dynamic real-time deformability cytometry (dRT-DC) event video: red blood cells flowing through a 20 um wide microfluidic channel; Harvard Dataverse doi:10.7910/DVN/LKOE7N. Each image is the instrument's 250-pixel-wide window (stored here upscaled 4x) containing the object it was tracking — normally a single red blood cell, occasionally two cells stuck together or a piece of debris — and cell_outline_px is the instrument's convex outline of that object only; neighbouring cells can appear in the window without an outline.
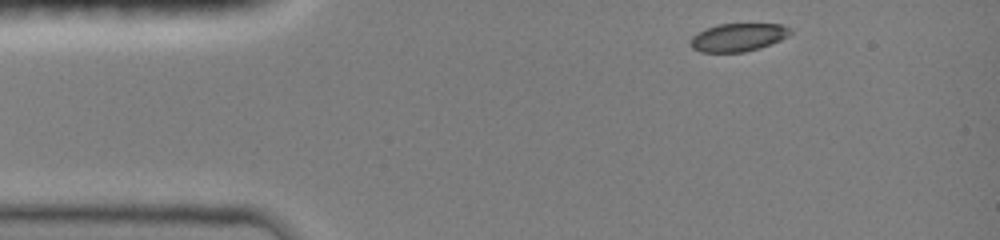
{"species": "common noctule bat (a hibernating species)", "species_latin": "Nyctalus noctula", "temperature_condition": "room temperature", "stored_images_in_passage": 38, "camera_frame_rate_fps": 3000, "um_per_image_px": 0.085, "animal": {"sex": "female", "body_mass_g": 19.0, "forearm_length_mm": 51.5}, "frame": {"image": 1, "passage_image": 1, "time_ms": 0.0, "image_size_px": [1000, 240], "cell_outline_px": [[792, 32], [788, 36], [780, 40], [760, 48], [744, 52], [700, 52], [692, 48], [692, 36], [696, 32], [716, 24], [784, 24], [792, 28]], "centroid_in_image_um": [62.76, 3.16], "position_along_channel_um": 22.2, "area_um2": 16.42}}
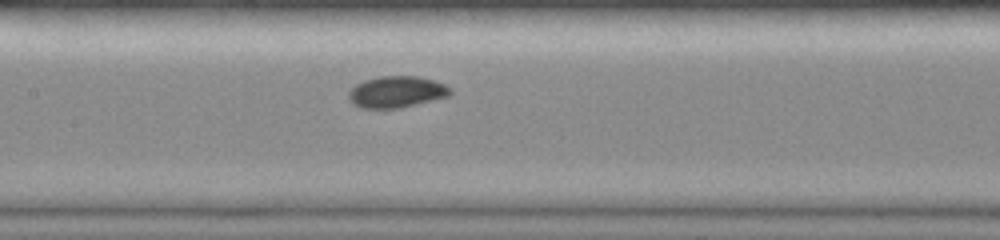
{"frame": {"image": 2, "passage_image": 17, "time_ms": 5.333, "image_size_px": [1000, 240], "cell_outline_px": [[452, 92], [448, 96], [400, 108], [360, 108], [352, 104], [348, 100], [348, 92], [356, 84], [364, 80], [380, 76], [416, 76], [436, 80], [452, 88]], "centroid_in_image_um": [33.69, 7.81], "position_along_channel_um": 173.7, "area_um2": 18.79}}
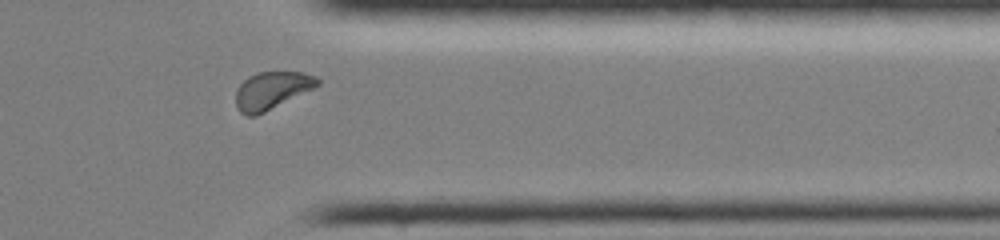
{"frame": {"image": 3, "passage_image": 33, "time_ms": 10.667, "image_size_px": [1000, 240], "cell_outline_px": [[320, 84], [256, 116], [248, 116], [240, 112], [236, 104], [236, 92], [240, 84], [248, 76], [256, 72], [304, 72], [316, 76], [320, 80]], "centroid_in_image_um": [23.08, 7.67], "position_along_channel_um": 388.3, "area_um2": 17.57}, "authors_computed_cell_mechanics": {"area_um2": 18.0047, "velocity_mm_per_s": 4.0064, "shape_relaxation_time_tau1_ms": 4.1708, "shape_relaxation_time_tau2_ms": null, "deformation_change_tau1": 0.115, "deformation_change_tau2": null}}